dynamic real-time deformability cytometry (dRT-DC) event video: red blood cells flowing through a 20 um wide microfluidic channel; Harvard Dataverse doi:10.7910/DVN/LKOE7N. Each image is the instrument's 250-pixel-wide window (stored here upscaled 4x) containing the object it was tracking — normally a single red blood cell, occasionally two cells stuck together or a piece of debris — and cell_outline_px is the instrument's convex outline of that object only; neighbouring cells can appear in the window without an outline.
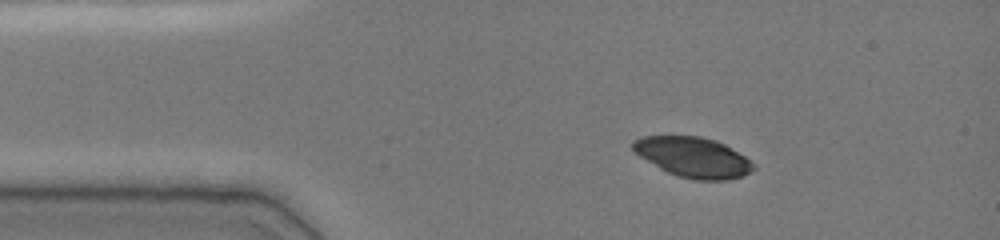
{"species": "common noctule bat (a hibernating species)", "species_latin": "Nyctalus noctula", "temperature_condition": "cold", "stored_images_in_passage": 41, "camera_frame_rate_fps": 3000, "um_per_image_px": 0.085, "animal": {"sex": "female", "body_mass_g": 19.0, "forearm_length_mm": 51.5}, "frame": {"image": 1, "passage_image": 1, "time_ms": 0.0, "image_size_px": [1000, 240], "cell_outline_px": [[756, 168], [744, 176], [728, 180], [696, 180], [680, 176], [668, 172], [660, 168], [640, 156], [632, 148], [632, 140], [640, 136], [700, 136], [716, 140], [724, 144], [744, 156], [756, 164]], "centroid_in_image_um": [58.94, 13.36], "position_along_channel_um": 26.1, "area_um2": 28.15}}
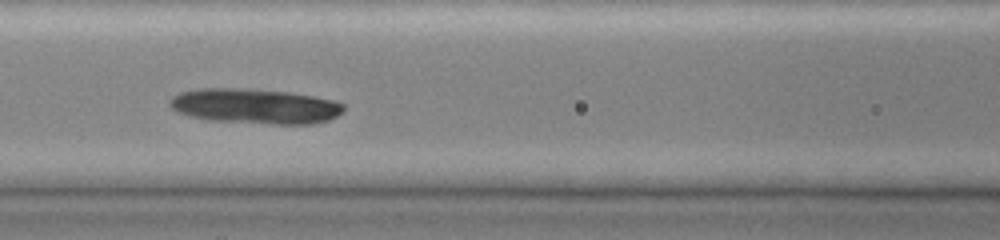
{"frame": {"image": 2, "passage_image": 14, "time_ms": 4.333, "image_size_px": [1000, 240], "cell_outline_px": [[344, 112], [328, 120], [312, 124], [272, 124], [208, 120], [176, 112], [168, 104], [168, 100], [172, 96], [180, 92], [200, 88], [248, 88], [288, 92], [316, 96], [336, 100], [344, 104]], "centroid_in_image_um": [21.69, 9.02], "position_along_channel_um": 144.9, "area_um2": 35.95}}
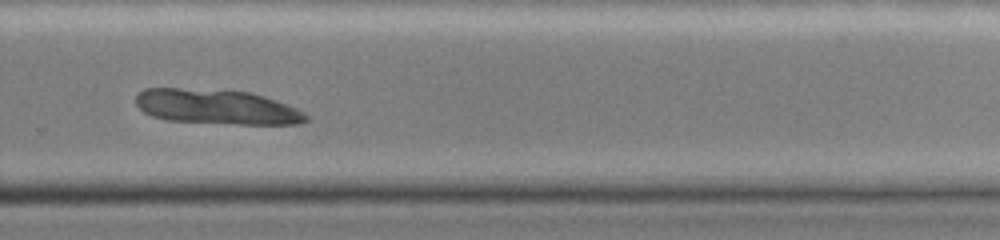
{"frame": {"image": 3, "passage_image": 27, "time_ms": 8.667, "image_size_px": [1000, 240], "cell_outline_px": [[308, 120], [296, 124], [240, 124], [168, 120], [152, 116], [144, 112], [136, 104], [136, 96], [144, 88], [180, 88], [252, 92], [276, 100], [296, 108], [304, 112], [308, 116]], "centroid_in_image_um": [18.42, 9.08], "position_along_channel_um": 311.4, "area_um2": 34.33}}